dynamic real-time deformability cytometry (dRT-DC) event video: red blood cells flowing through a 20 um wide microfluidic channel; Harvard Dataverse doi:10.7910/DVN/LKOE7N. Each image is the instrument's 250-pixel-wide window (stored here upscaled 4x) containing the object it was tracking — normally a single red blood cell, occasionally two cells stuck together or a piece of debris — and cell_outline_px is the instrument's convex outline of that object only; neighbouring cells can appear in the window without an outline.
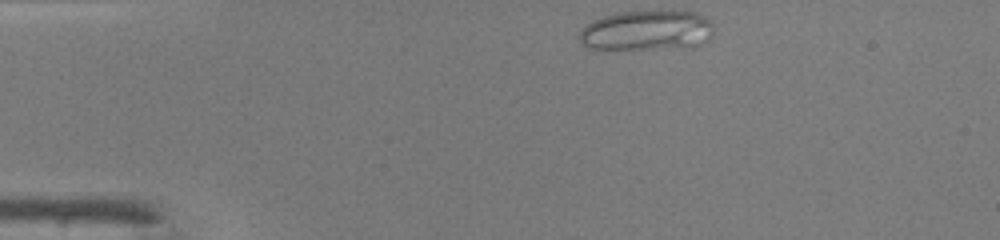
{"species": "common noctule bat (a hibernating species)", "species_latin": "Nyctalus noctula", "temperature_condition": "warm", "stored_images_in_passage": 9, "camera_frame_rate_fps": 3000, "um_per_image_px": 0.085, "animal": {"sex": "male", "body_mass_g": 19.0, "forearm_length_mm": 50.8}, "frame": {"image": 1, "passage_image": 1, "time_ms": 0.0, "image_size_px": [1000, 240], "cell_outline_px": [[712, 36], [708, 40], [692, 48], [588, 48], [580, 40], [580, 32], [592, 20], [616, 12], [696, 12], [704, 16], [712, 24]], "centroid_in_image_um": [55.02, 2.6], "position_along_channel_um": 30.0, "area_um2": 30.87}}
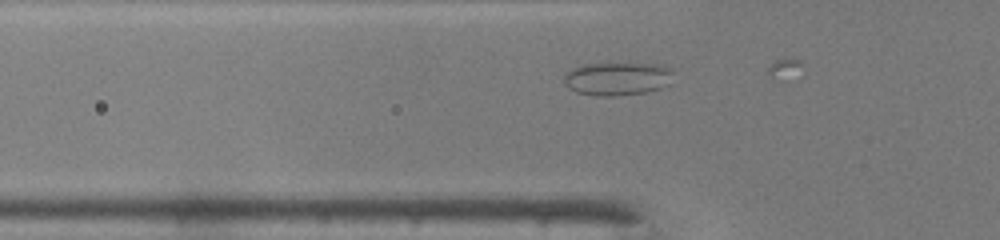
{"frame": {"image": 2, "passage_image": 8, "time_ms": 2.333, "image_size_px": [1000, 240], "cell_outline_px": [[672, 84], [660, 88], [644, 92], [612, 96], [600, 96], [576, 92], [568, 88], [564, 84], [564, 76], [572, 68], [584, 64], [664, 64], [672, 72]], "centroid_in_image_um": [52.48, 6.69], "position_along_channel_um": 73.3, "area_um2": 21.1}}